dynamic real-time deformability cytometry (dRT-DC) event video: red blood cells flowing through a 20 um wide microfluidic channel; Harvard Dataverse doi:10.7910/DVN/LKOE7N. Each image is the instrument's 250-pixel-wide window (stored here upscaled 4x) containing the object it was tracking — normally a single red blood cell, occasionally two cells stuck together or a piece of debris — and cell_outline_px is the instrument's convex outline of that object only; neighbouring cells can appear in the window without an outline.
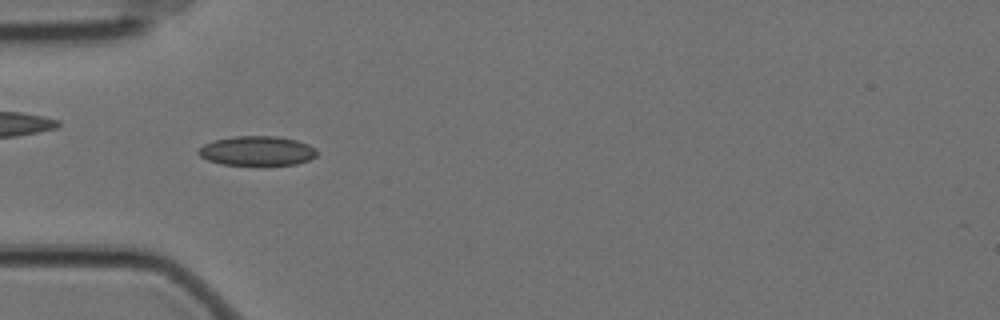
{"species": "Egyptian fruit bat (a non-hibernating species)", "species_latin": "Rousettus aegyptiacus", "temperature_condition": "cold", "stored_images_in_passage": 58, "camera_frame_rate_fps": 3000, "um_per_image_px": 0.085, "animal": {"sex": "female"}, "frame": {"image": 1, "passage_image": 18, "time_ms": 5.667, "image_size_px": [1000, 320], "cell_outline_px": [[316, 156], [308, 160], [296, 164], [224, 164], [208, 160], [200, 156], [196, 152], [204, 144], [216, 140], [232, 136], [276, 136], [296, 140], [308, 144], [316, 148]], "centroid_in_image_um": [21.85, 12.81], "position_along_channel_um": 63.1, "area_um2": 20.06}}
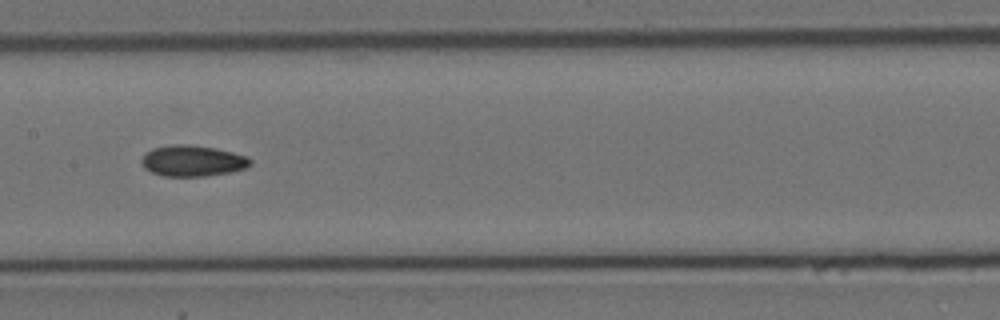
{"frame": {"image": 2, "passage_image": 29, "time_ms": 9.333, "image_size_px": [1000, 320], "cell_outline_px": [[252, 164], [248, 168], [232, 172], [204, 176], [164, 176], [152, 172], [144, 168], [140, 160], [152, 148], [172, 144], [188, 144], [216, 148], [248, 156], [252, 160]], "centroid_in_image_um": [16.41, 13.67], "position_along_channel_um": 191.0, "area_um2": 19.83}}
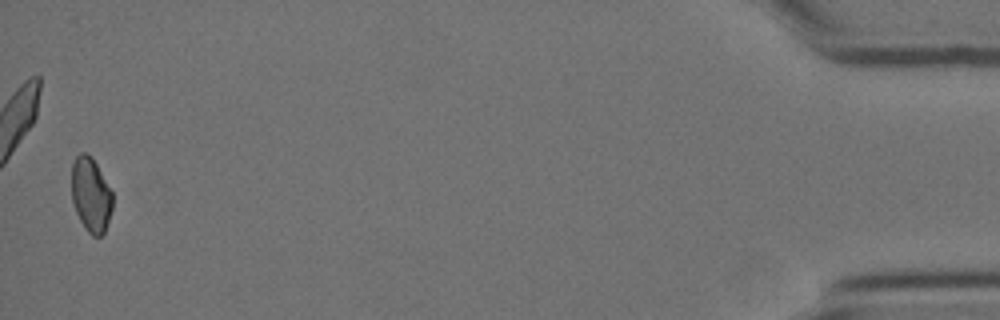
{"frame": {"image": 3, "passage_image": 57, "time_ms": 18.667, "image_size_px": [1000, 320], "cell_outline_px": [[112, 208], [104, 232], [100, 236], [92, 236], [88, 232], [80, 220], [76, 212], [72, 200], [72, 164], [76, 156], [80, 152], [84, 152], [92, 156], [112, 192]], "centroid_in_image_um": [7.71, 16.53], "position_along_channel_um": 427.5, "area_um2": 17.63}, "authors_computed_cell_mechanics": {"area_um2": 18.9873, "velocity_mm_per_s": 3.5094, "shape_relaxation_time_tau1_ms": null, "shape_relaxation_time_tau2_ms": 4.0576, "deformation_change_tau1": null, "deformation_change_tau2": 0.0808}}